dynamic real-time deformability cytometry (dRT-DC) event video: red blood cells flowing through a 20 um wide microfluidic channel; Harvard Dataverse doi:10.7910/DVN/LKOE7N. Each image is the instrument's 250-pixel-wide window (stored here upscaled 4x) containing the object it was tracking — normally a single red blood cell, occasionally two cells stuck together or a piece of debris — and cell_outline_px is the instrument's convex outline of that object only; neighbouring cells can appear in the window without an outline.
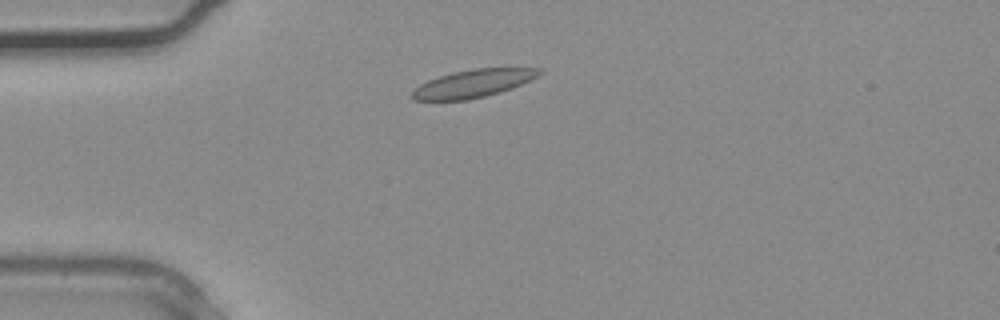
{"species": "common noctule bat (a hibernating species)", "species_latin": "Nyctalus noctula", "temperature_condition": "warm", "stored_images_in_passage": 1, "camera_frame_rate_fps": 3000, "um_per_image_px": 0.085, "animal": {"sex": "male", "body_mass_g": 20.4}, "frame": {"image": 1, "passage_image": 1, "time_ms": 0.0, "image_size_px": [1000, 320], "cell_outline_px": [[544, 72], [512, 88], [500, 92], [468, 100], [412, 100], [408, 96], [420, 84], [428, 80], [452, 72], [472, 68], [540, 68]], "centroid_in_image_um": [40.17, 7.1], "position_along_channel_um": 44.8, "area_um2": 20.52}}